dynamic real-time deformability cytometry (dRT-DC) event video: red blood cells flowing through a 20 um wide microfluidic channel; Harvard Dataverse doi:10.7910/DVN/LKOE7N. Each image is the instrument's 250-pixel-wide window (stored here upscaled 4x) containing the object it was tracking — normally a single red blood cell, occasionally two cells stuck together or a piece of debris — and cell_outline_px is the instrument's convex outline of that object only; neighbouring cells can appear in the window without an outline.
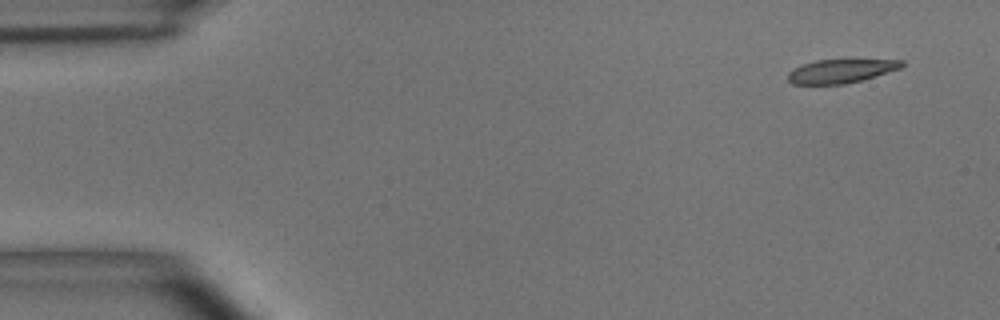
{"species": "common noctule bat (a hibernating species)", "species_latin": "Nyctalus noctula", "temperature_condition": "room temperature", "stored_images_in_passage": 4, "camera_frame_rate_fps": 3000, "um_per_image_px": 0.085, "animal": {"sex": "male", "body_mass_g": 15.6}, "frame": {"image": 1, "passage_image": 1, "time_ms": 0.0, "image_size_px": [1000, 320], "cell_outline_px": [[904, 68], [860, 80], [844, 84], [792, 84], [788, 80], [788, 72], [792, 68], [816, 60], [904, 60]], "centroid_in_image_um": [71.48, 6.04], "position_along_channel_um": 13.5, "area_um2": 15.66}}